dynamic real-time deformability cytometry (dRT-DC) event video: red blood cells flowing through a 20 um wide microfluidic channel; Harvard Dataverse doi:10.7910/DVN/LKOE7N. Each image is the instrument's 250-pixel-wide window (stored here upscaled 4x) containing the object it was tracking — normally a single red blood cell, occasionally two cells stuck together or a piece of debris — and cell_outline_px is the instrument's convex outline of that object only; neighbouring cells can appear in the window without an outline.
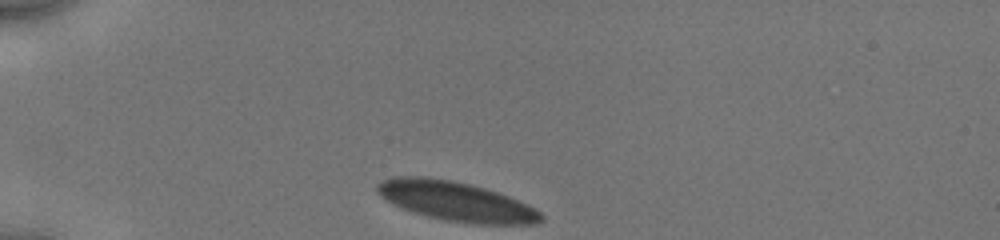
{"species": "human", "species_latin": "Homo sapiens", "temperature_condition": "cold", "stored_images_in_passage": 39, "camera_frame_rate_fps": 3000, "um_per_image_px": 0.085, "donor": {"sex": "male"}, "frame": {"image": 1, "passage_image": 1, "time_ms": 0.0, "image_size_px": [1000, 240], "cell_outline_px": [[544, 220], [536, 224], [472, 224], [448, 220], [428, 216], [412, 212], [392, 204], [384, 200], [376, 192], [376, 184], [392, 176], [420, 176], [452, 180], [484, 188], [508, 196], [528, 204], [536, 208], [544, 216]], "centroid_in_image_um": [38.75, 17.11], "position_along_channel_um": 46.3, "area_um2": 37.74}}
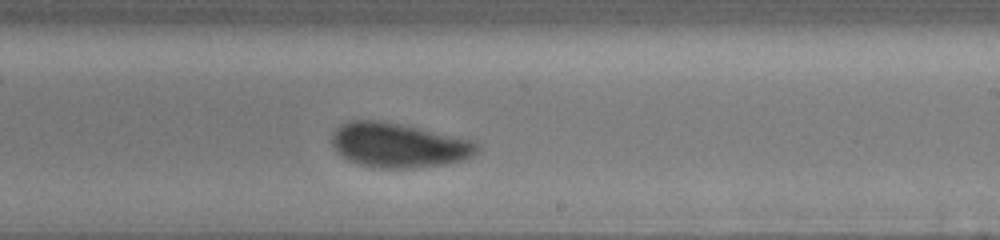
{"frame": {"image": 2, "passage_image": 21, "time_ms": 6.333, "image_size_px": [1000, 240], "cell_outline_px": [[480, 148], [472, 156], [464, 160], [444, 164], [412, 168], [372, 168], [356, 164], [340, 156], [332, 148], [332, 132], [340, 124], [352, 120], [380, 120], [400, 124], [472, 140]], "centroid_in_image_um": [33.81, 12.35], "position_along_channel_um": 255.2, "area_um2": 37.86}}
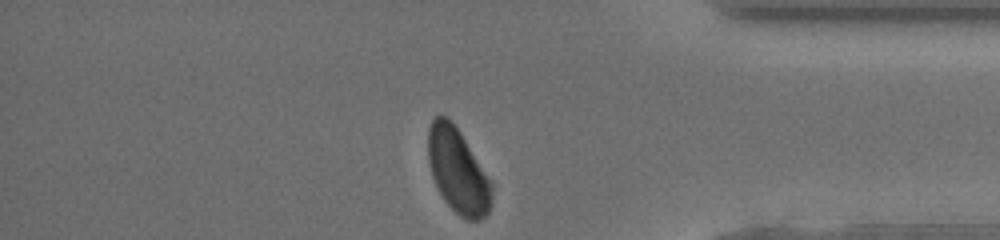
{"frame": {"image": 3, "passage_image": 38, "time_ms": 10.333, "image_size_px": [1000, 240], "cell_outline_px": [[492, 204], [488, 212], [480, 220], [468, 220], [460, 216], [444, 200], [432, 176], [428, 160], [428, 128], [432, 120], [436, 116], [444, 116], [460, 132], [492, 180]], "centroid_in_image_um": [38.94, 14.55], "position_along_channel_um": 396.3, "area_um2": 31.27}, "authors_computed_cell_mechanics": {"area_um2": 37.9746, "velocity_mm_per_s": 3.9039, "shape_relaxation_time_tau1_ms": 3.6417, "shape_relaxation_time_tau2_ms": null, "deformation_change_tau1": 0.1004, "deformation_change_tau2": null}}